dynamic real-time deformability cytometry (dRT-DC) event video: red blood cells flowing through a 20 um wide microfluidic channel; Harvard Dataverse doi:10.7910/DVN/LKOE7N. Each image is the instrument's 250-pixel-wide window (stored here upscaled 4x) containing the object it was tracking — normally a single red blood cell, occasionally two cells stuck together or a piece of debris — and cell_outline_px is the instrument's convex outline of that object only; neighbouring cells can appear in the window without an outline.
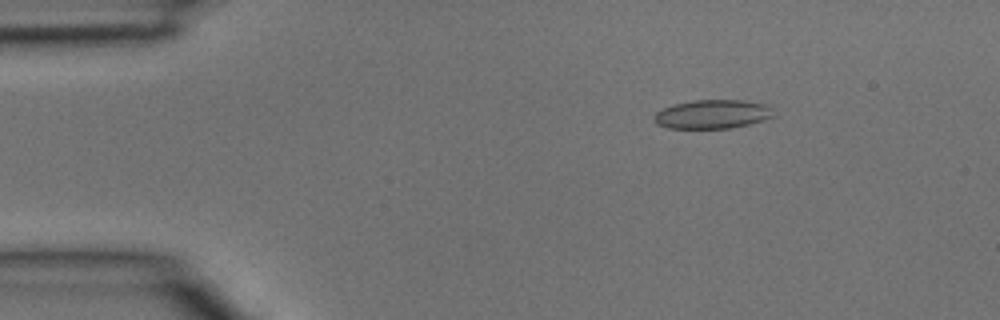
{"species": "common noctule bat (a hibernating species)", "species_latin": "Nyctalus noctula", "temperature_condition": "room temperature", "stored_images_in_passage": 39, "camera_frame_rate_fps": 3000, "um_per_image_px": 0.085, "animal": {"sex": "male", "body_mass_g": 15.6}, "frame": {"image": 1, "passage_image": 6, "time_ms": 1.667, "image_size_px": [1000, 320], "cell_outline_px": [[776, 116], [764, 120], [732, 128], [668, 128], [656, 124], [652, 120], [652, 116], [656, 112], [672, 104], [692, 100], [744, 100], [768, 104]], "centroid_in_image_um": [60.55, 9.7], "position_along_channel_um": 24.4, "area_um2": 20.4}}
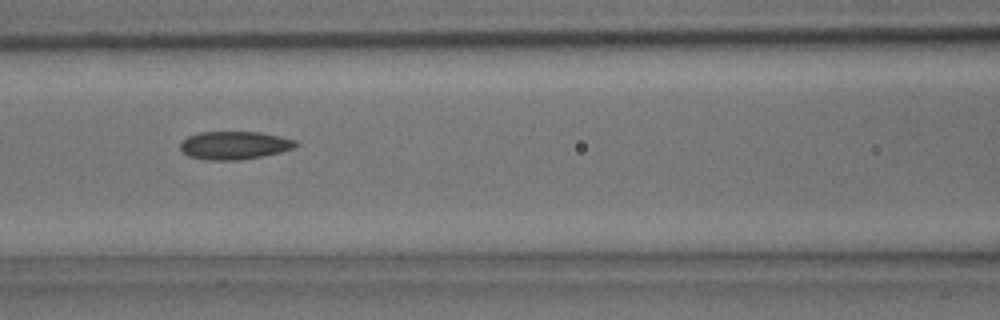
{"frame": {"image": 2, "passage_image": 17, "time_ms": 5.333, "image_size_px": [1000, 320], "cell_outline_px": [[300, 144], [292, 148], [280, 152], [240, 160], [208, 160], [188, 156], [180, 148], [180, 144], [188, 136], [200, 132], [260, 132], [280, 136], [296, 140]], "centroid_in_image_um": [19.93, 12.35], "position_along_channel_um": 146.7, "area_um2": 18.79}}
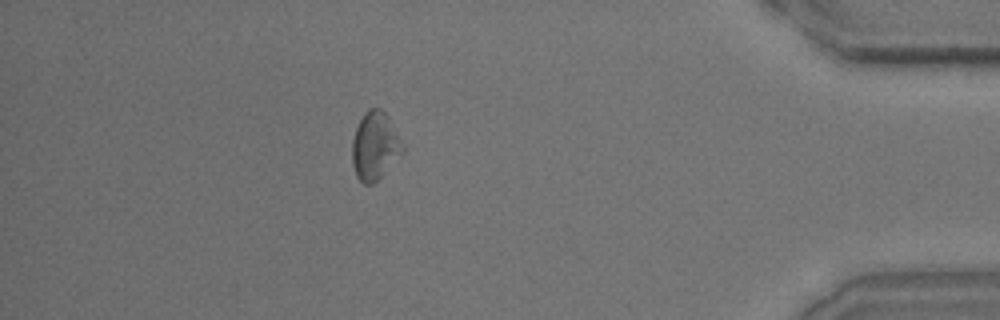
{"frame": {"image": 3, "passage_image": 35, "time_ms": 11.333, "image_size_px": [1000, 320], "cell_outline_px": [[404, 152], [372, 184], [364, 184], [356, 176], [352, 164], [352, 140], [356, 128], [364, 112], [368, 108], [380, 108], [388, 116], [404, 144]], "centroid_in_image_um": [31.86, 12.38], "position_along_channel_um": 403.3, "area_um2": 19.94}}